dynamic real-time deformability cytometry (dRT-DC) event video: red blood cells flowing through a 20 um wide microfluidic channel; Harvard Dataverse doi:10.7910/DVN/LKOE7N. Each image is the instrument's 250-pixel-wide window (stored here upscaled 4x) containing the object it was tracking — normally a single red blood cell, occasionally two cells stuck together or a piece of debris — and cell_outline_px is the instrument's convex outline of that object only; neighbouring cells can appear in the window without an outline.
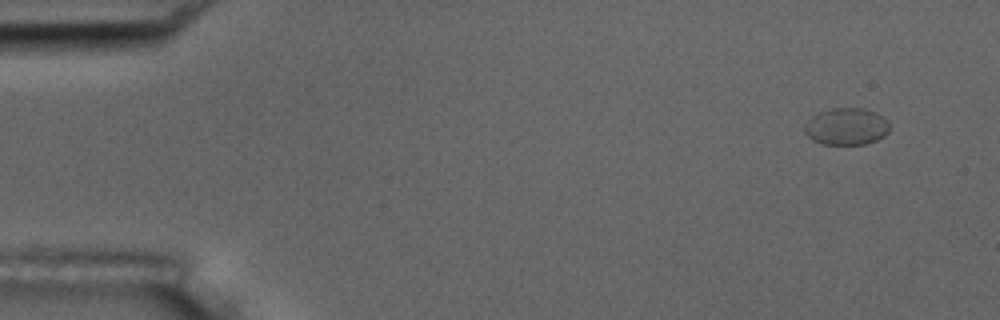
{"species": "common noctule bat (a hibernating species)", "species_latin": "Nyctalus noctula", "temperature_condition": "room temperature", "stored_images_in_passage": 7, "camera_frame_rate_fps": 3000, "um_per_image_px": 0.085, "animal": {"sex": "male", "body_mass_g": 17.5, "forearm_length_mm": 52.3}, "frame": {"image": 1, "passage_image": 1, "time_ms": 0.0, "image_size_px": [1000, 320], "cell_outline_px": [[888, 132], [884, 136], [876, 140], [864, 144], [820, 144], [812, 140], [804, 132], [804, 124], [812, 116], [820, 112], [832, 108], [864, 108], [876, 112], [884, 116], [888, 120]], "centroid_in_image_um": [71.94, 10.75], "position_along_channel_um": 13.1, "area_um2": 18.44}}
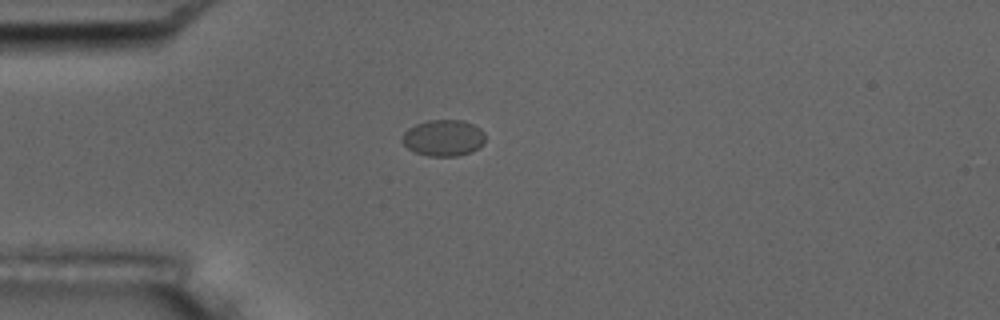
{"frame": {"image": 2, "passage_image": 4, "time_ms": 3.667, "image_size_px": [1000, 320], "cell_outline_px": [[484, 144], [472, 152], [460, 156], [428, 156], [416, 152], [408, 148], [400, 140], [400, 136], [408, 128], [416, 124], [428, 120], [464, 120], [480, 128], [484, 132]], "centroid_in_image_um": [37.69, 11.72], "position_along_channel_um": 47.3, "area_um2": 17.8}}